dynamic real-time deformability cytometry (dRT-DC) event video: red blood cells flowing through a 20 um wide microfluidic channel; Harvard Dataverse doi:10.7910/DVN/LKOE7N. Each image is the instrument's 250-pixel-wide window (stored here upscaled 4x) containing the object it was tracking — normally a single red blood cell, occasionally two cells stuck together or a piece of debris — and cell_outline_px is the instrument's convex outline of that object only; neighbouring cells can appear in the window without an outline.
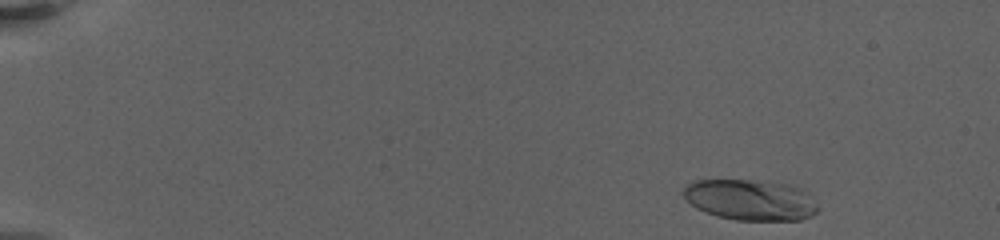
{"species": "human", "species_latin": "Homo sapiens", "temperature_condition": "warm", "stored_images_in_passage": 91, "camera_frame_rate_fps": 3000, "um_per_image_px": 0.085, "donor": {"sex": "female"}, "frame": {"image": 1, "passage_image": 5, "time_ms": 0.667, "image_size_px": [1000, 240], "cell_outline_px": [[820, 208], [812, 216], [800, 220], [736, 220], [716, 216], [696, 208], [680, 192], [692, 180], [748, 180], [788, 184], [800, 188]], "centroid_in_image_um": [63.75, 17.0], "position_along_channel_um": 21.2, "area_um2": 31.85}}
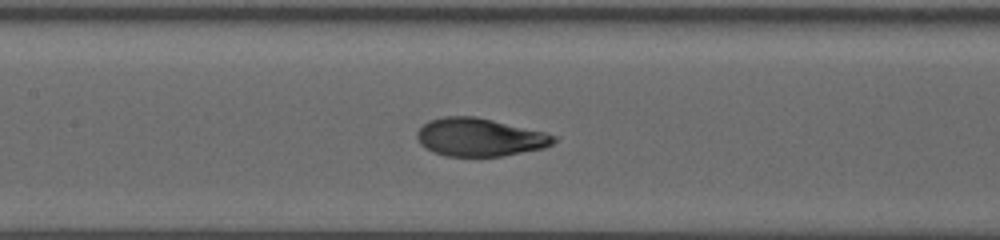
{"frame": {"image": 2, "passage_image": 42, "time_ms": 9.333, "image_size_px": [1000, 240], "cell_outline_px": [[556, 140], [552, 144], [544, 148], [500, 156], [444, 156], [432, 152], [420, 144], [416, 136], [416, 132], [428, 120], [444, 116], [476, 116], [544, 132], [556, 136]], "centroid_in_image_um": [40.73, 11.66], "position_along_channel_um": 166.7, "area_um2": 30.29}}
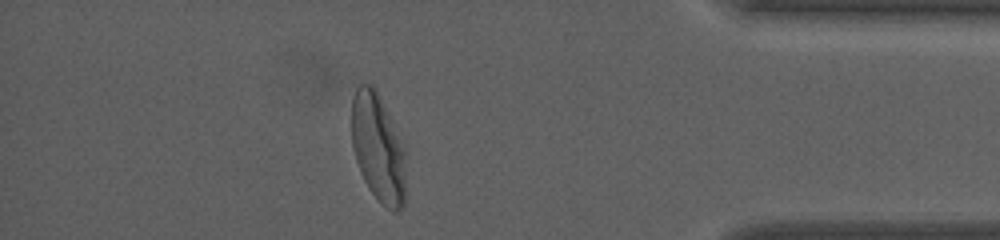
{"frame": {"image": 3, "passage_image": 78, "time_ms": 17.667, "image_size_px": [1000, 240], "cell_outline_px": [[404, 204], [396, 212], [392, 212], [380, 204], [368, 188], [360, 172], [352, 148], [352, 96], [356, 88], [360, 84], [372, 84], [376, 88], [404, 148]], "centroid_in_image_um": [32.1, 12.58], "position_along_channel_um": 403.1, "area_um2": 34.04}, "authors_computed_cell_mechanics": {"area_um2": 31.0386, "velocity_mm_per_s": 3.1849, "shape_relaxation_time_tau1_ms": 4.3958, "shape_relaxation_time_tau2_ms": null, "deformation_change_tau1": 0.2217, "deformation_change_tau2": null}}